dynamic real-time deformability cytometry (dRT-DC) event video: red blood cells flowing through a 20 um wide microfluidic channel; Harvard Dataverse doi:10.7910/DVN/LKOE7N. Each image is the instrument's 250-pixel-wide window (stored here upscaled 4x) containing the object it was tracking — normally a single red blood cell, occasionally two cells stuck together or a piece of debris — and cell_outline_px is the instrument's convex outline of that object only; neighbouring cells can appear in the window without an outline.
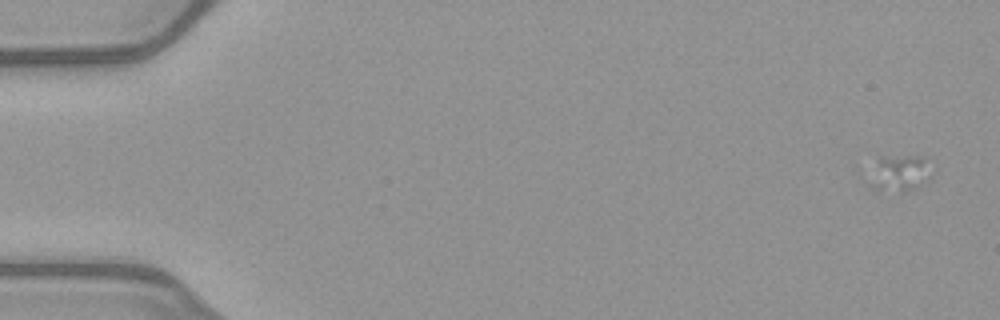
{"species": "common noctule bat (a hibernating species)", "species_latin": "Nyctalus noctula", "temperature_condition": "warm", "stored_images_in_passage": 55, "camera_frame_rate_fps": 3000, "um_per_image_px": 0.085, "animal": {"sex": "female", "body_mass_g": 21.9}, "frame": {"image": 1, "passage_image": 1, "time_ms": 0.0, "image_size_px": [1000, 320], "cell_outline_px": [[936, 168], [932, 176], [928, 180], [916, 188], [904, 192], [876, 192], [868, 184], [880, 156], [920, 156]], "centroid_in_image_um": [76.53, 14.76], "position_along_channel_um": 8.5, "area_um2": 13.7}}
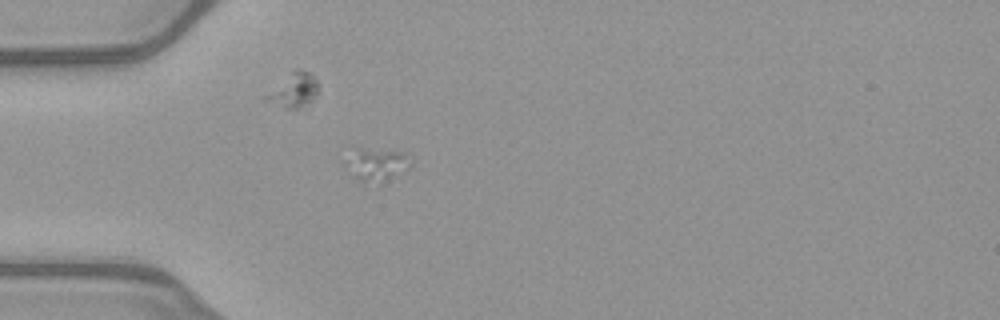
{"frame": {"image": 2, "passage_image": 16, "time_ms": 5.0, "image_size_px": [1000, 320], "cell_outline_px": [[412, 168], [380, 184], [360, 180], [352, 176], [340, 164], [356, 148], [360, 148], [404, 152], [412, 160]], "centroid_in_image_um": [31.99, 13.99], "position_along_channel_um": 53.0, "area_um2": 13.01}}
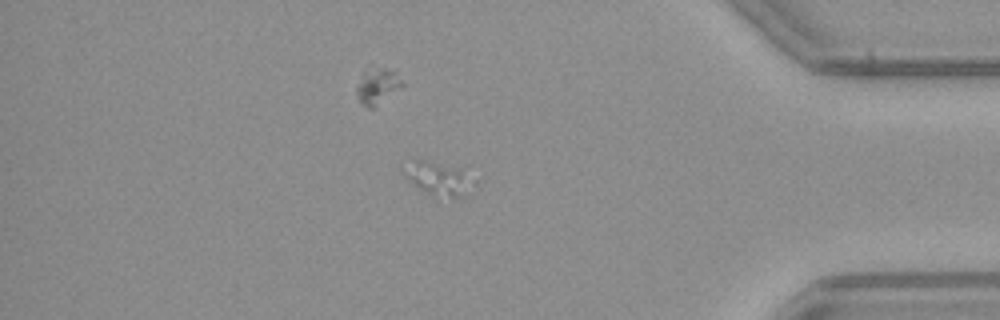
{"frame": {"image": 3, "passage_image": 47, "time_ms": 15.333, "image_size_px": [1000, 320], "cell_outline_px": [[460, 176], [456, 196], [432, 196], [420, 188], [400, 172], [400, 168], [416, 160], [424, 160], [460, 168]], "centroid_in_image_um": [36.83, 15.08], "position_along_channel_um": 398.4, "area_um2": 11.16}}